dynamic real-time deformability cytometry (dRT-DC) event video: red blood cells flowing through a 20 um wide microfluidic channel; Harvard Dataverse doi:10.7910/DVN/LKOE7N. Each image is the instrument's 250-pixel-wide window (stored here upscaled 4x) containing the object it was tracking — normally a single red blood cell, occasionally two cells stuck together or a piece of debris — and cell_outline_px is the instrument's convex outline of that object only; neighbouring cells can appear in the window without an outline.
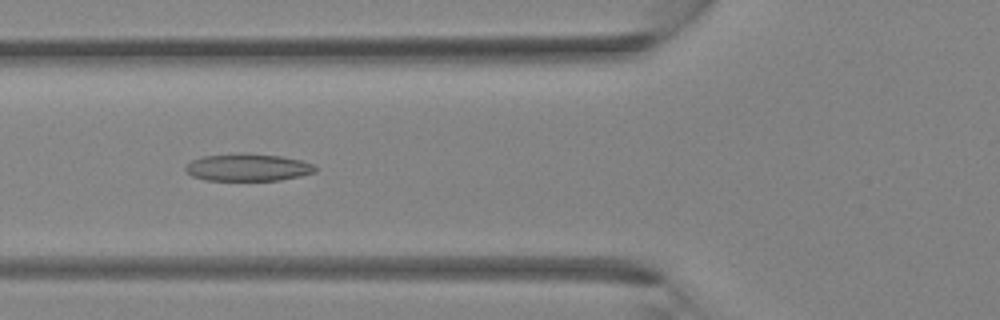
{"species": "Egyptian fruit bat (a non-hibernating species)", "species_latin": "Rousettus aegyptiacus", "temperature_condition": "room temperature", "stored_images_in_passage": 37, "camera_frame_rate_fps": 3000, "um_per_image_px": 0.085, "animal": {"sex": "female"}, "frame": {"image": 1, "passage_image": 14, "time_ms": 4.333, "image_size_px": [1000, 320], "cell_outline_px": [[316, 172], [300, 176], [280, 180], [204, 180], [192, 176], [184, 168], [192, 160], [200, 156], [240, 152], [244, 152], [280, 156], [300, 160], [316, 164]], "centroid_in_image_um": [21.07, 14.21], "position_along_channel_um": 104.7, "area_um2": 20.92}}
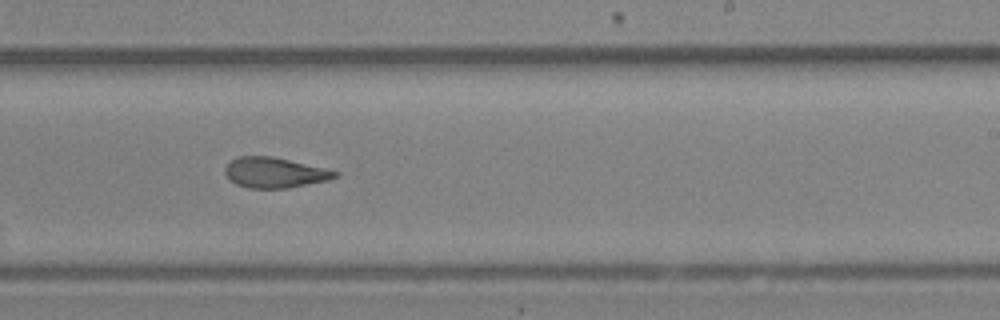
{"frame": {"image": 2, "passage_image": 23, "time_ms": 7.333, "image_size_px": [1000, 320], "cell_outline_px": [[340, 172], [336, 176], [328, 180], [288, 188], [248, 188], [236, 184], [228, 180], [224, 172], [224, 168], [232, 160], [240, 156], [272, 156], [324, 168]], "centroid_in_image_um": [23.3, 14.68], "position_along_channel_um": 265.7, "area_um2": 19.36}}
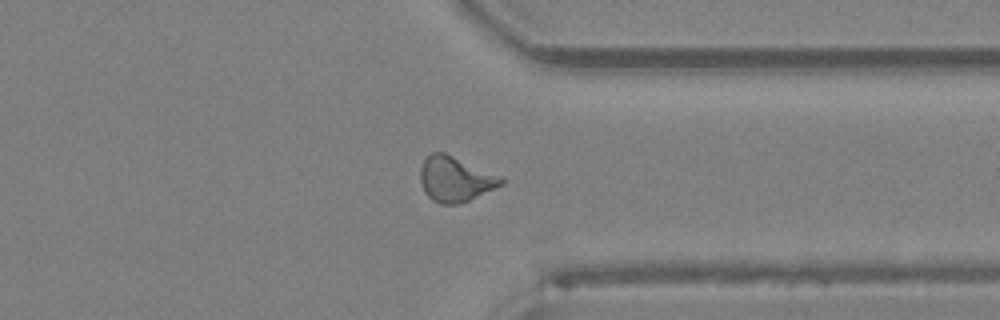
{"frame": {"image": 3, "passage_image": 29, "time_ms": 9.333, "image_size_px": [1000, 320], "cell_outline_px": [[504, 184], [468, 200], [456, 204], [440, 204], [432, 200], [424, 192], [420, 180], [420, 168], [424, 160], [432, 152], [444, 152], [504, 176]], "centroid_in_image_um": [38.71, 15.21], "position_along_channel_um": 372.7, "area_um2": 21.39}}